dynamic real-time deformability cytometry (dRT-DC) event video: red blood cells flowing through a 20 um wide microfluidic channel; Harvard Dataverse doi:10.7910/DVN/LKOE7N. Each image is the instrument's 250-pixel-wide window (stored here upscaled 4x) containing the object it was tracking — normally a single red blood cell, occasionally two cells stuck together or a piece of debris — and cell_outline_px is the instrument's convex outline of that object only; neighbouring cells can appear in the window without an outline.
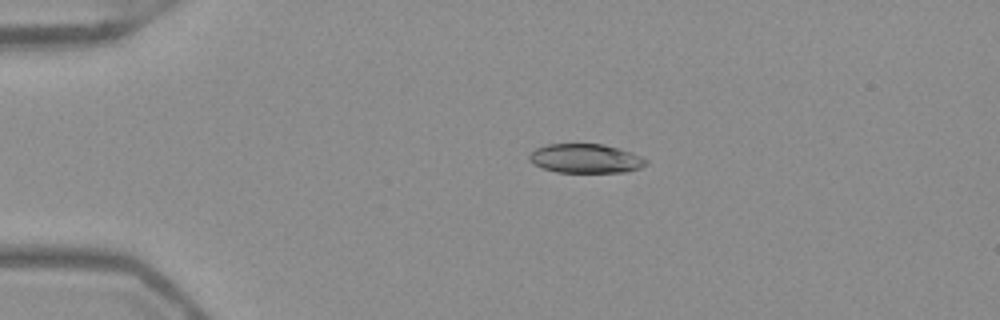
{"species": "Egyptian fruit bat (a non-hibernating species)", "species_latin": "Rousettus aegyptiacus", "temperature_condition": "warm", "stored_images_in_passage": 52, "camera_frame_rate_fps": 3000, "um_per_image_px": 0.085, "frame": {"image": 1, "passage_image": 12, "time_ms": 3.667, "image_size_px": [1000, 320], "cell_outline_px": [[648, 164], [640, 168], [624, 172], [556, 172], [544, 168], [528, 160], [528, 156], [536, 148], [548, 144], [604, 144], [640, 156], [648, 160]], "centroid_in_image_um": [49.77, 13.47], "position_along_channel_um": 35.2, "area_um2": 19.59}}
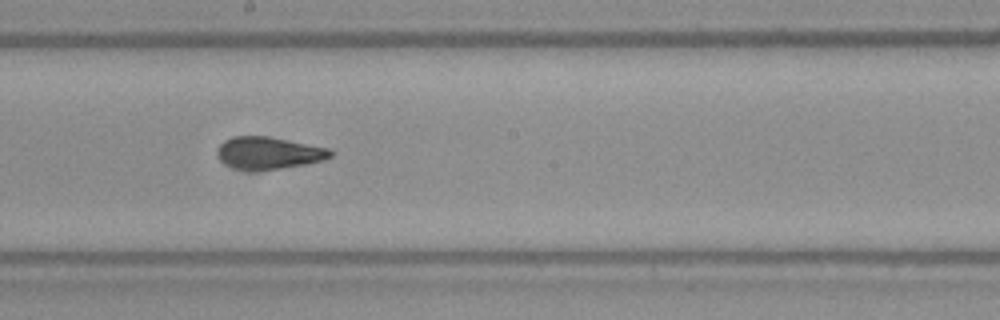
{"frame": {"image": 2, "passage_image": 30, "time_ms": 9.667, "image_size_px": [1000, 320], "cell_outline_px": [[336, 152], [332, 156], [324, 160], [304, 164], [280, 168], [232, 168], [224, 164], [216, 156], [216, 148], [224, 140], [232, 136], [272, 136], [328, 148]], "centroid_in_image_um": [22.83, 12.96], "position_along_channel_um": 225.4, "area_um2": 21.15}}
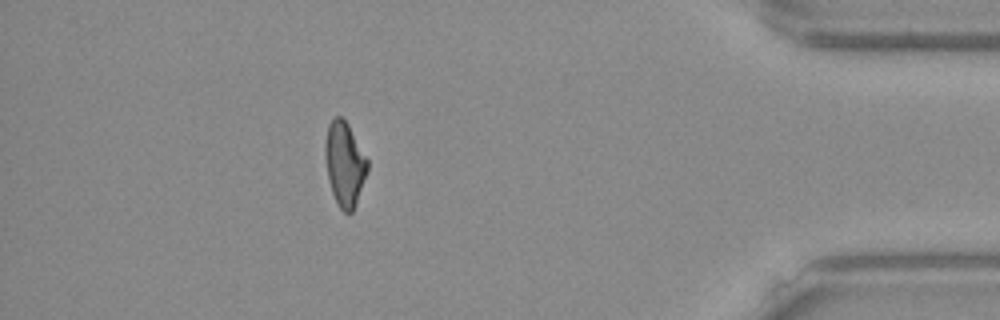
{"frame": {"image": 3, "passage_image": 47, "time_ms": 15.333, "image_size_px": [1000, 320], "cell_outline_px": [[368, 172], [356, 204], [352, 212], [344, 212], [340, 208], [332, 192], [328, 180], [324, 148], [324, 144], [328, 124], [336, 116], [340, 116], [348, 124], [368, 160]], "centroid_in_image_um": [29.29, 13.93], "position_along_channel_um": 405.9, "area_um2": 20.69}, "authors_computed_cell_mechanics": {"area_um2": 21.0103, "velocity_mm_per_s": 3.9498, "shape_relaxation_time_tau1_ms": 7.0066, "shape_relaxation_time_tau2_ms": 1.986, "deformation_change_tau1": 0.1935, "deformation_change_tau2": 0.0754}}